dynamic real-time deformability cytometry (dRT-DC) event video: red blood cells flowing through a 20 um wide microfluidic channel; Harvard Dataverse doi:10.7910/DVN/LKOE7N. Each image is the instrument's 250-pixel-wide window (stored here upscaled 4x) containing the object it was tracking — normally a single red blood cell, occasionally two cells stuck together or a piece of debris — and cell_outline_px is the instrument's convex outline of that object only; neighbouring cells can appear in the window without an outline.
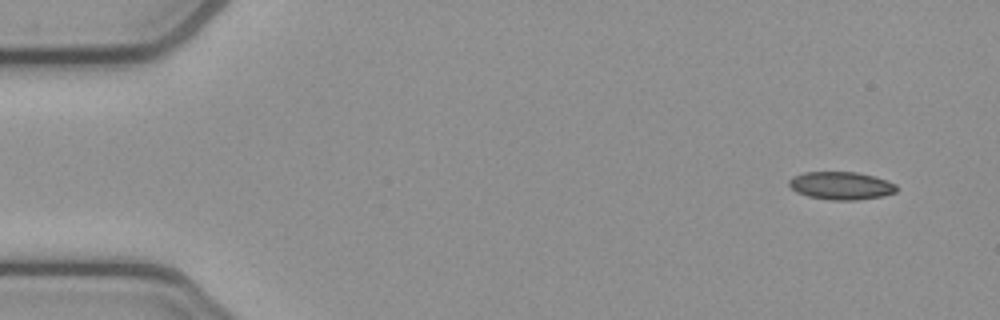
{"species": "common noctule bat (a hibernating species)", "species_latin": "Nyctalus noctula", "temperature_condition": "cold", "stored_images_in_passage": 6, "camera_frame_rate_fps": 3000, "um_per_image_px": 0.085, "animal": {"sex": "female", "body_mass_g": 21.9}, "frame": {"image": 1, "passage_image": 1, "time_ms": 0.0, "image_size_px": [1000, 320], "cell_outline_px": [[896, 192], [884, 196], [856, 200], [832, 200], [808, 196], [796, 192], [788, 184], [788, 180], [792, 176], [804, 172], [856, 172], [888, 180], [896, 184]], "centroid_in_image_um": [71.48, 15.78], "position_along_channel_um": 13.5, "area_um2": 17.51}}
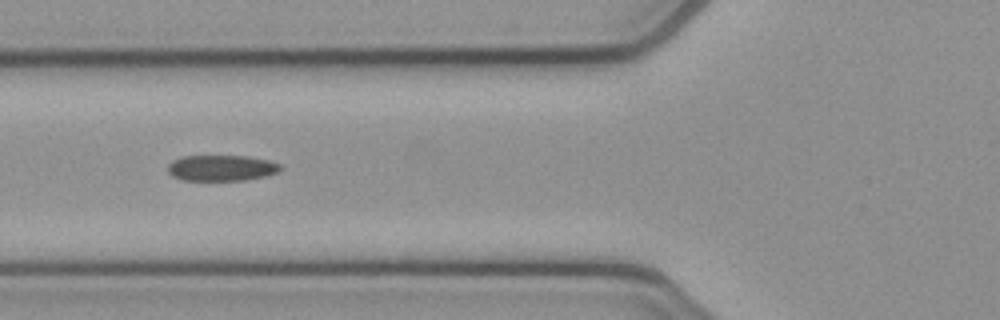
{"frame": {"image": 2, "passage_image": 5, "time_ms": 1.333, "image_size_px": [1000, 320], "cell_outline_px": [[280, 168], [276, 172], [264, 176], [244, 180], [180, 180], [172, 176], [168, 172], [168, 164], [172, 160], [180, 156], [248, 156], [268, 160], [280, 164]], "centroid_in_image_um": [18.76, 14.27], "position_along_channel_um": 107.0, "area_um2": 16.94}}
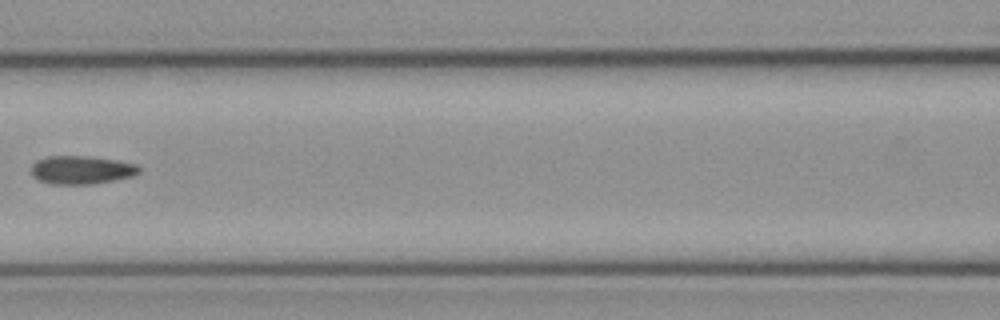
{"frame": {"image": 3, "passage_image": 6, "time_ms": 1.667, "image_size_px": [1000, 320], "cell_outline_px": [[140, 172], [132, 176], [92, 184], [48, 184], [36, 180], [32, 176], [32, 164], [36, 160], [48, 156], [88, 156], [116, 160], [136, 164], [140, 168]], "centroid_in_image_um": [6.87, 14.44], "position_along_channel_um": 159.7, "area_um2": 17.86}}